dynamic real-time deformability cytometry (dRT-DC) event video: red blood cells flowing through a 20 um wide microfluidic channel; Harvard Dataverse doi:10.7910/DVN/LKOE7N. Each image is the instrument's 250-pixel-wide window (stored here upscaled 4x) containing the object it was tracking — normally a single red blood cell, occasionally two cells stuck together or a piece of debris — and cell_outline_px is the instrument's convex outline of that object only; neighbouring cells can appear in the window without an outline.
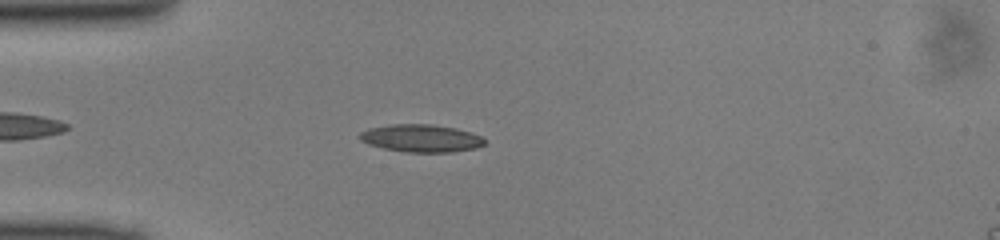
{"species": "common noctule bat (a hibernating species)", "species_latin": "Nyctalus noctula", "temperature_condition": "cold", "stored_images_in_passage": 36, "camera_frame_rate_fps": 3000, "um_per_image_px": 0.085, "animal": {"sex": "male", "body_mass_g": 13.0, "forearm_length_mm": 53.1}, "frame": {"image": 1, "passage_image": 3, "time_ms": 0.667, "image_size_px": [1000, 240], "cell_outline_px": [[484, 144], [476, 148], [452, 152], [408, 152], [384, 148], [368, 144], [360, 140], [356, 136], [360, 132], [368, 128], [392, 124], [432, 124], [456, 128], [480, 136], [484, 140]], "centroid_in_image_um": [35.74, 11.74], "position_along_channel_um": 49.3, "area_um2": 20.06}}
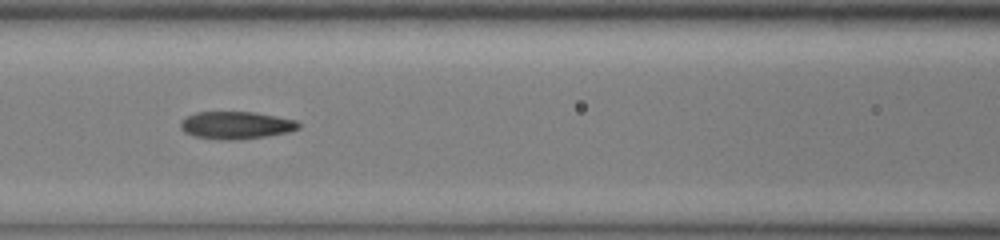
{"frame": {"image": 2, "passage_image": 11, "time_ms": 3.333, "image_size_px": [1000, 240], "cell_outline_px": [[300, 128], [288, 132], [264, 136], [224, 140], [220, 140], [196, 136], [184, 132], [180, 128], [180, 120], [196, 112], [252, 112], [276, 116], [296, 120], [300, 124]], "centroid_in_image_um": [20.04, 10.63], "position_along_channel_um": 146.6, "area_um2": 18.67}}
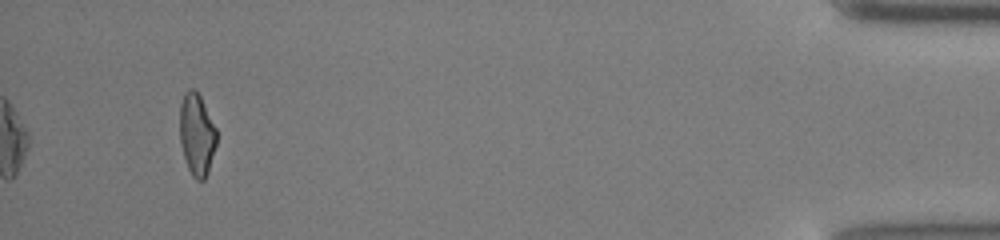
{"frame": {"image": 3, "passage_image": 36, "time_ms": 11.667, "image_size_px": [1000, 240], "cell_outline_px": [[216, 144], [208, 172], [204, 180], [196, 180], [192, 176], [188, 168], [180, 144], [180, 104], [184, 92], [188, 88], [196, 88], [216, 128]], "centroid_in_image_um": [16.71, 11.4], "position_along_channel_um": 418.5, "area_um2": 17.63}}